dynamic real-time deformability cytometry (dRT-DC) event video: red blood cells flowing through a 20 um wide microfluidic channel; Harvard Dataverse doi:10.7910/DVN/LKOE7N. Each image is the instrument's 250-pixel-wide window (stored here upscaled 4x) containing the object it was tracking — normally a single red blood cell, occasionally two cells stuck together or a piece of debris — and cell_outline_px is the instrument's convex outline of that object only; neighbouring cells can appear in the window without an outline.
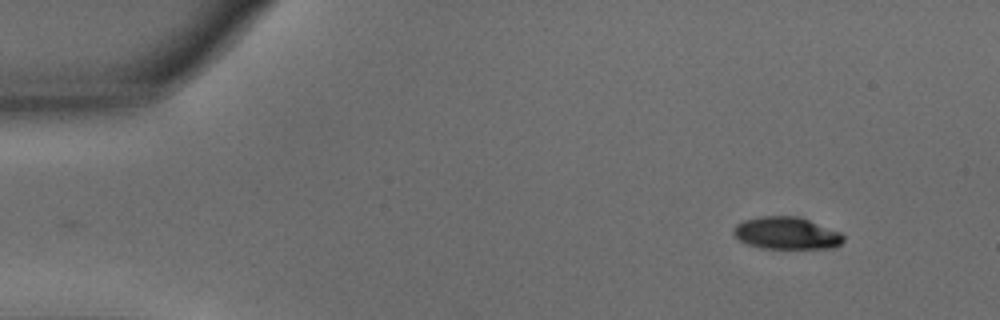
{"species": "common noctule bat (a hibernating species)", "species_latin": "Nyctalus noctula", "temperature_condition": "warm", "stored_images_in_passage": 48, "camera_frame_rate_fps": 3000, "um_per_image_px": 0.085, "animal": {"sex": "male", "body_mass_g": 15.6}, "frame": {"image": 1, "passage_image": 1, "time_ms": 0.0, "image_size_px": [1000, 320], "cell_outline_px": [[844, 240], [840, 244], [832, 248], [760, 248], [748, 244], [740, 240], [732, 232], [736, 224], [744, 220], [760, 216], [800, 216], [840, 232], [844, 236]], "centroid_in_image_um": [66.86, 19.81], "position_along_channel_um": 18.1, "area_um2": 20.63}}
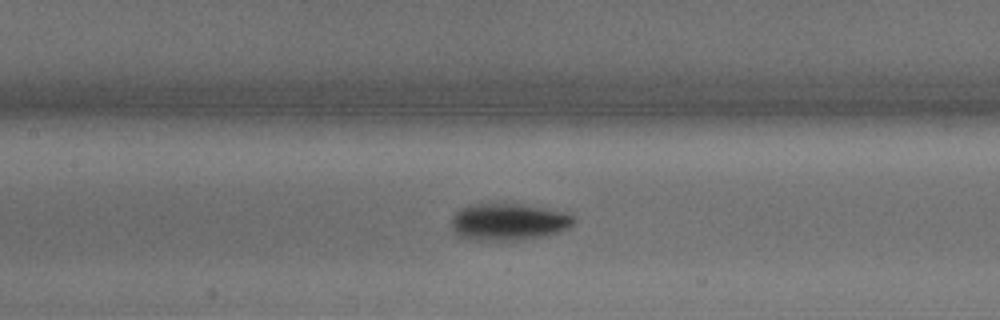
{"frame": {"image": 2, "passage_image": 20, "time_ms": 6.333, "image_size_px": [1000, 320], "cell_outline_px": [[576, 220], [568, 228], [560, 232], [548, 236], [520, 240], [468, 240], [460, 236], [452, 228], [452, 216], [460, 208], [472, 204], [516, 204], [564, 212], [572, 216]], "centroid_in_image_um": [43.21, 18.88], "position_along_channel_um": 164.2, "area_um2": 26.24}}
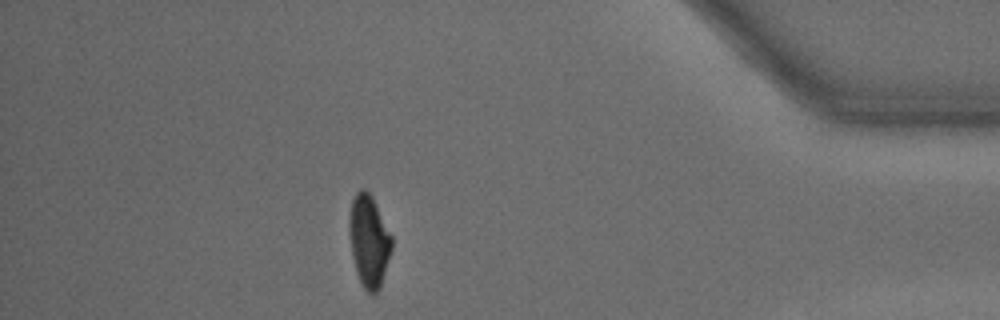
{"frame": {"image": 3, "passage_image": 42, "time_ms": 13.667, "image_size_px": [1000, 320], "cell_outline_px": [[392, 248], [380, 288], [372, 296], [364, 288], [356, 272], [352, 256], [348, 224], [352, 200], [356, 192], [360, 188], [364, 188], [372, 196], [392, 236]], "centroid_in_image_um": [31.36, 20.47], "position_along_channel_um": 403.8, "area_um2": 22.72}, "authors_computed_cell_mechanics": {"area_um2": 23.5246, "velocity_mm_per_s": 3.8479, "shape_relaxation_time_tau1_ms": 2.311, "shape_relaxation_time_tau2_ms": 1.7897, "deformation_change_tau1": 0.1678, "deformation_change_tau2": 0.0606}}